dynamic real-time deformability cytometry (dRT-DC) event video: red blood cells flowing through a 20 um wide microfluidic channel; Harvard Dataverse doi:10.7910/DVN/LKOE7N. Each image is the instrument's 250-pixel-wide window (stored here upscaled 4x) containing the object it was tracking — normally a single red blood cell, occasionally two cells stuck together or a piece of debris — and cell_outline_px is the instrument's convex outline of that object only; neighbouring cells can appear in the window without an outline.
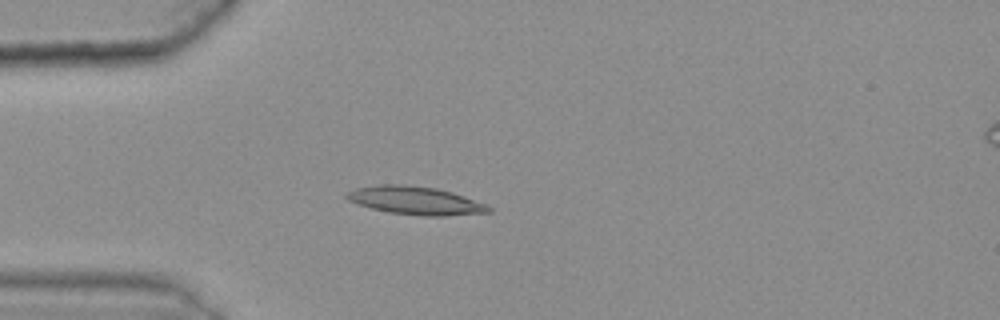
{"species": "common noctule bat (a hibernating species)", "species_latin": "Nyctalus noctula", "temperature_condition": "warm", "stored_images_in_passage": 43, "camera_frame_rate_fps": 3000, "um_per_image_px": 0.085, "animal": {"sex": "female", "body_mass_g": 25.1}, "frame": {"image": 1, "passage_image": 12, "time_ms": 3.667, "image_size_px": [1000, 320], "cell_outline_px": [[492, 212], [444, 216], [424, 216], [388, 212], [372, 208], [348, 200], [344, 196], [344, 192], [356, 188], [380, 184], [404, 184], [436, 188], [452, 192], [488, 204], [492, 208]], "centroid_in_image_um": [35.33, 17.04], "position_along_channel_um": 49.7, "area_um2": 23.41}}
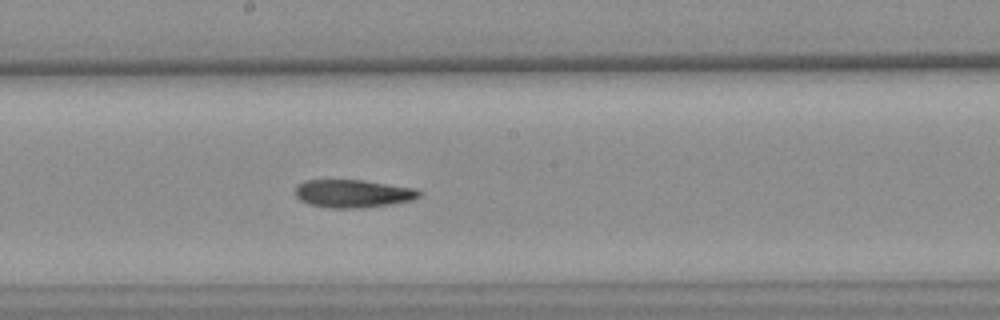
{"frame": {"image": 2, "passage_image": 27, "time_ms": 8.667, "image_size_px": [1000, 320], "cell_outline_px": [[420, 196], [412, 200], [392, 204], [364, 208], [328, 208], [308, 204], [300, 200], [292, 192], [296, 184], [304, 180], [364, 180], [416, 188], [420, 192]], "centroid_in_image_um": [29.95, 16.45], "position_along_channel_um": 218.3, "area_um2": 20.58}}
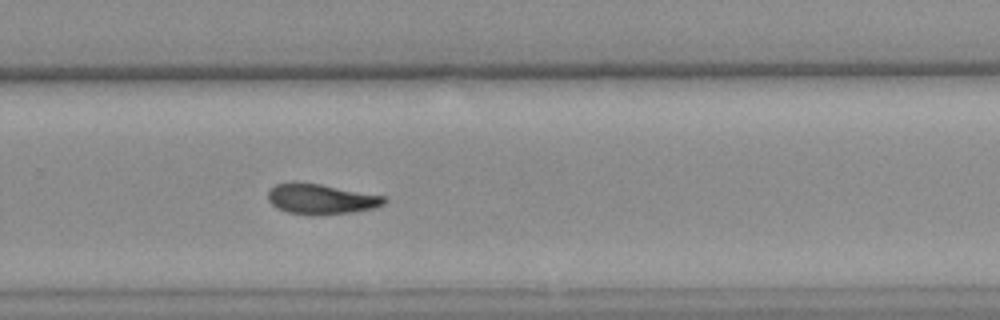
{"frame": {"image": 3, "passage_image": 34, "time_ms": 11.0, "image_size_px": [1000, 320], "cell_outline_px": [[388, 200], [384, 204], [376, 208], [352, 212], [316, 216], [312, 216], [288, 212], [276, 208], [268, 200], [268, 192], [276, 184], [292, 180], [296, 180], [320, 184], [384, 196]], "centroid_in_image_um": [27.26, 16.91], "position_along_channel_um": 302.5, "area_um2": 20.92}, "authors_computed_cell_mechanics": {"area_um2": 20.9236, "velocity_mm_per_s": 3.6196, "shape_relaxation_time_tau1_ms": null, "shape_relaxation_time_tau2_ms": 8.2036, "deformation_change_tau1": null, "deformation_change_tau2": 0.1732}}